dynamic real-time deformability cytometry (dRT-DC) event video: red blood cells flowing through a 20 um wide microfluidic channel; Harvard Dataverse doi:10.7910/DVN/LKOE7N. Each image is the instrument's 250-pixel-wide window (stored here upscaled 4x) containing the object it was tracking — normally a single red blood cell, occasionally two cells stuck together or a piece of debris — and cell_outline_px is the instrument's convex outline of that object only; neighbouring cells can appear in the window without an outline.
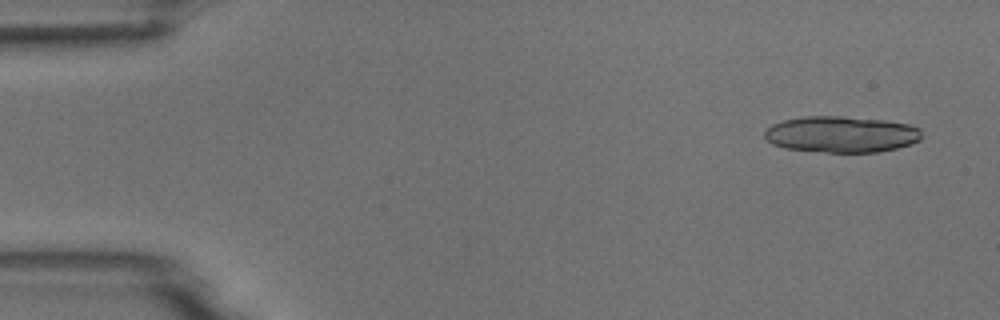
{"species": "common noctule bat (a hibernating species)", "species_latin": "Nyctalus noctula", "temperature_condition": "room temperature", "stored_images_in_passage": 4, "camera_frame_rate_fps": 3000, "um_per_image_px": 0.085, "animal": {"sex": "male", "body_mass_g": 18.8}, "frame": {"image": 1, "passage_image": 1, "time_ms": 0.0, "image_size_px": [1000, 320], "cell_outline_px": [[920, 140], [912, 144], [896, 148], [876, 152], [824, 152], [784, 148], [772, 144], [764, 136], [764, 132], [772, 124], [784, 120], [804, 116], [840, 116], [884, 120], [908, 124], [920, 128]], "centroid_in_image_um": [71.5, 11.42], "position_along_channel_um": 13.5, "area_um2": 33.18}}